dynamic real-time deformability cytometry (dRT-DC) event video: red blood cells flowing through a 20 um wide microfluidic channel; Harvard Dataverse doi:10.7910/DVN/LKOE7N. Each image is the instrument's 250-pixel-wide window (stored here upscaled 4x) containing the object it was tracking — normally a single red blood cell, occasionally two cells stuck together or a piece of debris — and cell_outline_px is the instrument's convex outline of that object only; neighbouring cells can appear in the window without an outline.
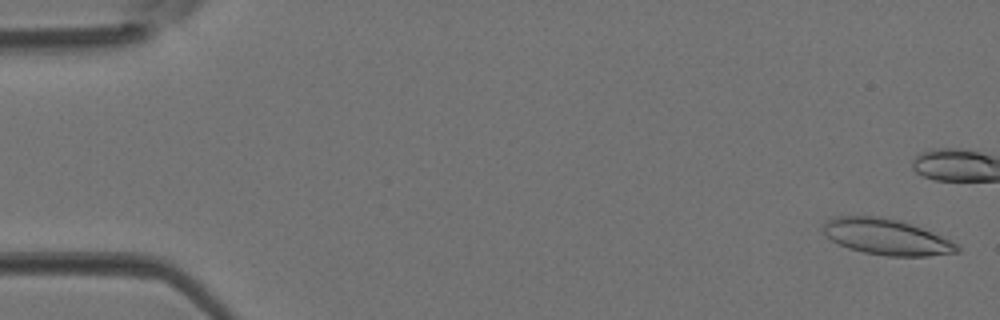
{"species": "Egyptian fruit bat (a non-hibernating species)", "species_latin": "Rousettus aegyptiacus", "temperature_condition": "room temperature", "stored_images_in_passage": 44, "camera_frame_rate_fps": 3000, "um_per_image_px": 0.085, "animal": {"sex": "female"}, "frame": {"image": 1, "passage_image": 1, "time_ms": 0.0, "image_size_px": [1000, 320], "cell_outline_px": [[960, 252], [928, 256], [888, 256], [864, 252], [848, 248], [824, 236], [824, 224], [828, 220], [836, 216], [880, 216], [900, 220], [940, 236], [956, 244], [960, 248]], "centroid_in_image_um": [75.32, 20.14], "position_along_channel_um": 9.7, "area_um2": 27.69}}
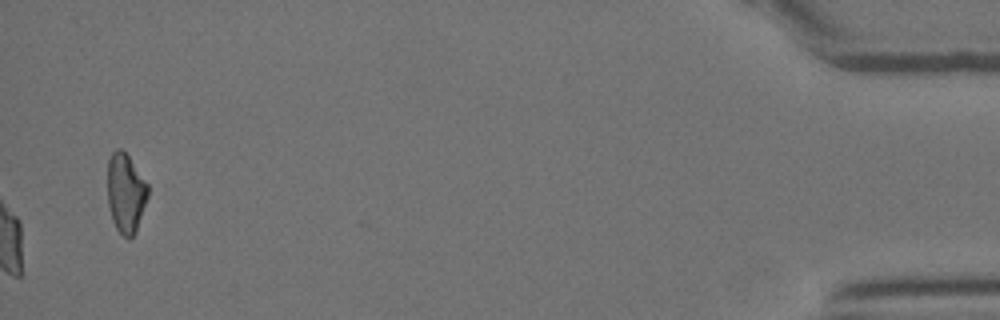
{"frame": {"image": 2, "passage_image": 44, "time_ms": 14.333, "image_size_px": [1000, 320], "cell_outline_px": [[148, 196], [136, 232], [128, 240], [116, 228], [112, 220], [108, 204], [108, 160], [112, 152], [116, 148], [120, 148], [128, 156], [148, 184]], "centroid_in_image_um": [10.68, 16.42], "position_along_channel_um": 424.5, "area_um2": 18.61}}